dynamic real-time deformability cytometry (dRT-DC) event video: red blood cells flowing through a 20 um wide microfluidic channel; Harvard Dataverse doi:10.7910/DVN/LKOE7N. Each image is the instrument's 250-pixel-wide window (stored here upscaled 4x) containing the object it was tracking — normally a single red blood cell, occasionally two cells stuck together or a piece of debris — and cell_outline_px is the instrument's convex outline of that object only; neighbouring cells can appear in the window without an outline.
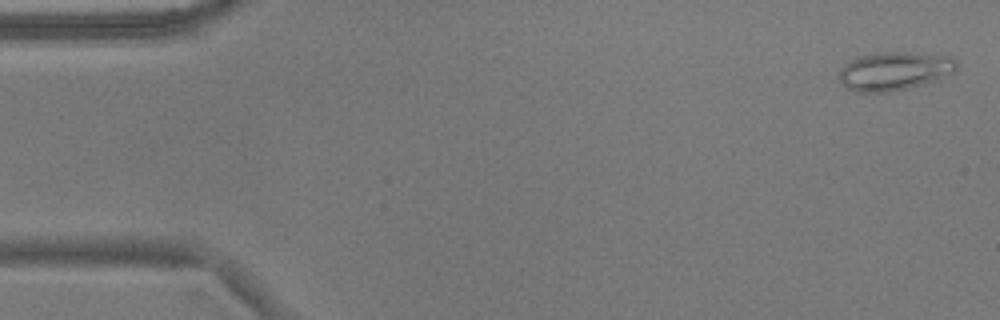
{"species": "common noctule bat (a hibernating species)", "species_latin": "Nyctalus noctula", "temperature_condition": "warm", "stored_images_in_passage": 55, "camera_frame_rate_fps": 3000, "um_per_image_px": 0.085, "animal": {"sex": "male", "body_mass_g": 17.9}, "frame": {"image": 1, "passage_image": 2, "time_ms": 0.333, "image_size_px": [1000, 320], "cell_outline_px": [[956, 68], [952, 72], [936, 80], [888, 92], [856, 92], [848, 88], [840, 80], [840, 68], [844, 64], [856, 56], [880, 52], [912, 52], [952, 56], [956, 60]], "centroid_in_image_um": [76.0, 6.01], "position_along_channel_um": 9.0, "area_um2": 26.18}}
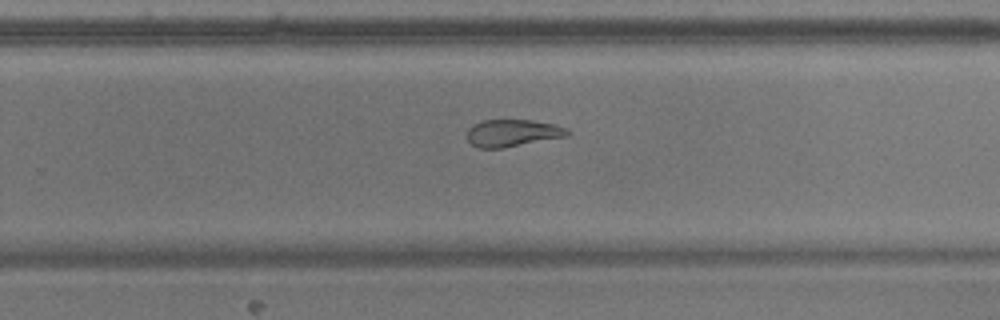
{"frame": {"image": 2, "passage_image": 35, "time_ms": 11.333, "image_size_px": [1000, 320], "cell_outline_px": [[572, 132], [568, 136], [504, 148], [480, 148], [472, 144], [468, 140], [468, 128], [472, 124], [480, 120], [532, 120], [552, 124], [568, 128]], "centroid_in_image_um": [43.58, 11.3], "position_along_channel_um": 286.2, "area_um2": 16.01}}
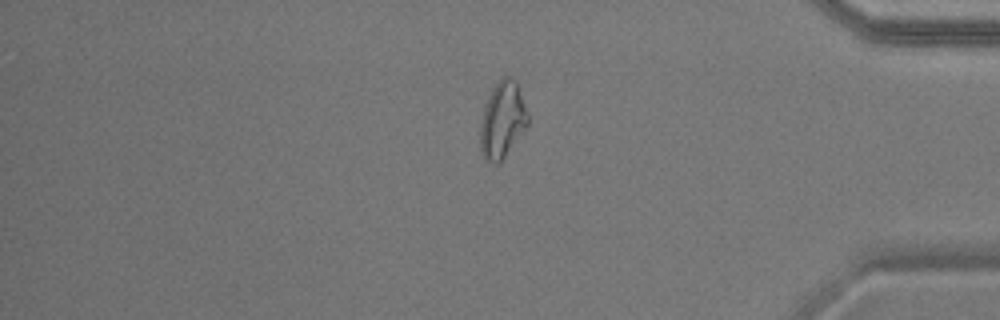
{"frame": {"image": 3, "passage_image": 46, "time_ms": 15.0, "image_size_px": [1000, 320], "cell_outline_px": [[528, 124], [500, 164], [492, 164], [484, 160], [480, 148], [480, 124], [484, 108], [492, 88], [504, 76], [512, 76], [516, 80], [528, 116]], "centroid_in_image_um": [42.69, 10.24], "position_along_channel_um": 392.5, "area_um2": 21.15}, "authors_computed_cell_mechanics": {"area_um2": 20.9236, "velocity_mm_per_s": 3.6537, "shape_relaxation_time_tau1_ms": null, "shape_relaxation_time_tau2_ms": 4.9441, "deformation_change_tau1": null, "deformation_change_tau2": 0.1262}}